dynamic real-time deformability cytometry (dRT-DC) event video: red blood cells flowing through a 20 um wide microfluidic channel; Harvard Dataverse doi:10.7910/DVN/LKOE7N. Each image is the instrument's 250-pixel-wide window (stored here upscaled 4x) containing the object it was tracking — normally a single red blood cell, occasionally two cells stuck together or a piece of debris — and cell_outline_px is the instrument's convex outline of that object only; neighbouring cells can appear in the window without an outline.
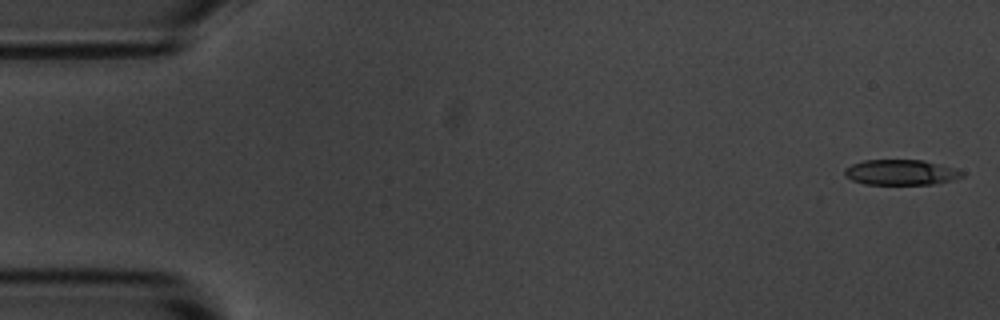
{"species": "common noctule bat (a hibernating species)", "species_latin": "Nyctalus noctula", "temperature_condition": "room temperature", "stored_images_in_passage": 5, "camera_frame_rate_fps": 3000, "um_per_image_px": 0.085, "animal": {"sex": "male", "body_mass_g": 20.1, "forearm_length_mm": 53.5}, "frame": {"image": 1, "passage_image": 1, "time_ms": 0.0, "image_size_px": [1000, 320], "cell_outline_px": [[964, 176], [952, 180], [936, 184], [864, 184], [852, 180], [844, 176], [844, 168], [852, 164], [864, 160], [924, 160], [956, 168], [964, 172]], "centroid_in_image_um": [76.58, 14.65], "position_along_channel_um": 8.4, "area_um2": 17.51}}
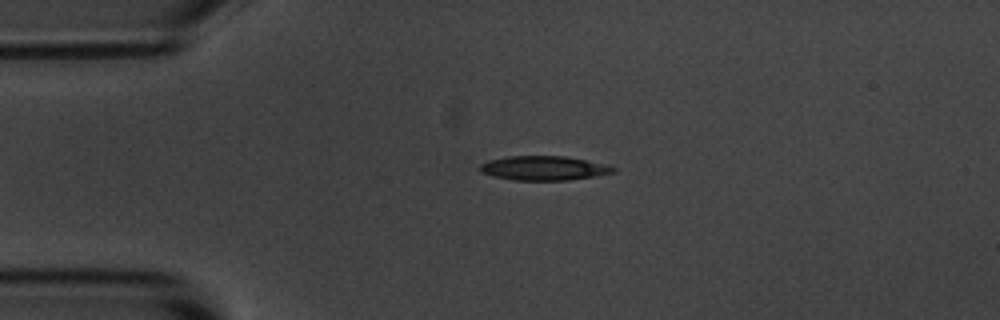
{"frame": {"image": 2, "passage_image": 4, "time_ms": 3.667, "image_size_px": [1000, 320], "cell_outline_px": [[616, 172], [568, 180], [512, 180], [492, 176], [480, 172], [480, 164], [488, 160], [508, 156], [568, 156], [608, 164], [616, 168]], "centroid_in_image_um": [46.23, 14.28], "position_along_channel_um": 38.8, "area_um2": 19.02}}